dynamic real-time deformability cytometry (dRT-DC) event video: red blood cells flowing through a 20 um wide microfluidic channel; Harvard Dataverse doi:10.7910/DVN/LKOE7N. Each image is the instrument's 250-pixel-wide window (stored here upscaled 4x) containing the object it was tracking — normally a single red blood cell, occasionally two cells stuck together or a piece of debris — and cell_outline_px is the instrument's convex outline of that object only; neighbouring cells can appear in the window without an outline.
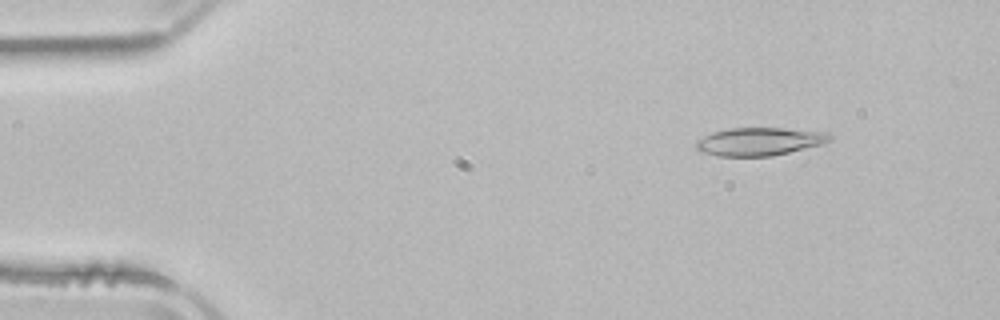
{"species": "common noctule bat (a hibernating species)", "species_latin": "Nyctalus noctula", "temperature_condition": "room temperature", "stored_images_in_passage": 4, "camera_frame_rate_fps": 3000, "um_per_image_px": 0.085, "animal": {"sex": "male", "body_mass_g": 21.5, "forearm_length_mm": 52.0}, "frame": {"image": 1, "passage_image": 2, "time_ms": 1.333, "image_size_px": [1000, 320], "cell_outline_px": [[832, 140], [824, 144], [772, 156], [720, 156], [700, 152], [696, 148], [696, 140], [712, 132], [732, 128], [780, 128], [828, 132], [832, 136]], "centroid_in_image_um": [64.57, 12.03], "position_along_channel_um": 20.4, "area_um2": 21.91}}
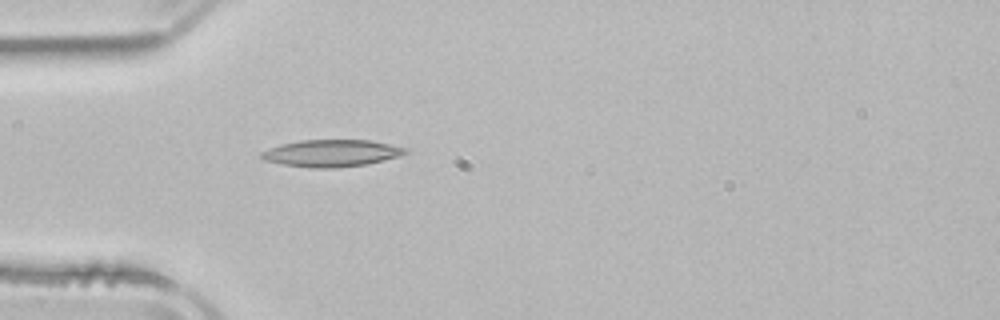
{"frame": {"image": 2, "passage_image": 4, "time_ms": 4.333, "image_size_px": [1000, 320], "cell_outline_px": [[408, 152], [400, 156], [368, 164], [336, 168], [312, 168], [284, 164], [264, 160], [260, 156], [260, 152], [268, 148], [280, 144], [300, 140], [368, 140], [408, 148]], "centroid_in_image_um": [28.17, 13.02], "position_along_channel_um": 56.8, "area_um2": 22.72}}